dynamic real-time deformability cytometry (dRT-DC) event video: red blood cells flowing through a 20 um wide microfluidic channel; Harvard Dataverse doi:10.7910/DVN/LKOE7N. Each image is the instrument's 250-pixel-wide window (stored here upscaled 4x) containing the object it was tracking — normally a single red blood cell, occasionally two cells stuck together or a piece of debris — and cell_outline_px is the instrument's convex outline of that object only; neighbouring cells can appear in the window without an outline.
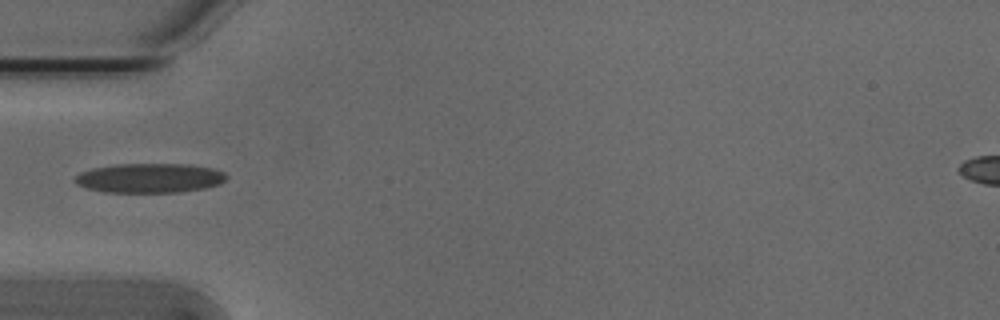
{"species": "Egyptian fruit bat (a non-hibernating species)", "species_latin": "Rousettus aegyptiacus", "temperature_condition": "cold", "stored_images_in_passage": 37, "camera_frame_rate_fps": 3000, "um_per_image_px": 0.085, "animal": {"sex": "male"}, "frame": {"image": 1, "passage_image": 1, "time_ms": 0.0, "image_size_px": [1000, 320], "cell_outline_px": [[228, 176], [220, 184], [204, 188], [180, 192], [104, 192], [88, 188], [76, 184], [76, 176], [80, 172], [92, 168], [116, 164], [184, 164], [212, 168], [224, 172]], "centroid_in_image_um": [12.72, 15.13], "position_along_channel_um": 72.3, "area_um2": 25.89}}
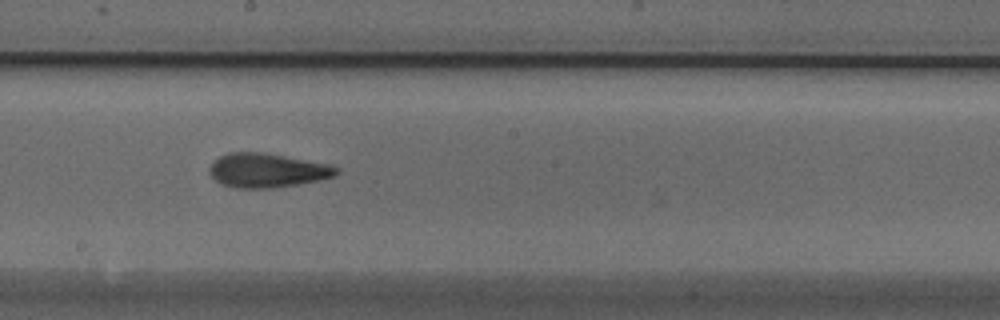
{"frame": {"image": 2, "passage_image": 13, "time_ms": 4.0, "image_size_px": [1000, 320], "cell_outline_px": [[340, 172], [336, 176], [320, 180], [272, 188], [236, 188], [220, 184], [208, 172], [208, 168], [220, 156], [228, 152], [260, 152], [332, 164], [340, 168]], "centroid_in_image_um": [22.74, 14.48], "position_along_channel_um": 225.5, "area_um2": 25.37}}
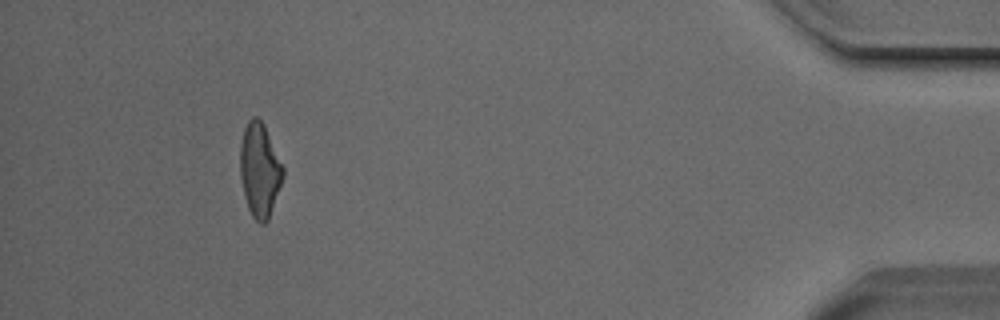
{"frame": {"image": 3, "passage_image": 33, "time_ms": 10.667, "image_size_px": [1000, 320], "cell_outline_px": [[284, 176], [268, 220], [264, 224], [260, 224], [252, 216], [248, 208], [244, 196], [240, 176], [240, 144], [244, 128], [248, 120], [252, 116], [256, 116], [264, 124], [284, 168]], "centroid_in_image_um": [22.06, 14.44], "position_along_channel_um": 413.1, "area_um2": 23.52}, "authors_computed_cell_mechanics": {"area_um2": 23.6402, "velocity_mm_per_s": 3.8252, "shape_relaxation_time_tau1_ms": 4.4674, "shape_relaxation_time_tau2_ms": 2.0141, "deformation_change_tau1": 0.1404, "deformation_change_tau2": 0.1027}}